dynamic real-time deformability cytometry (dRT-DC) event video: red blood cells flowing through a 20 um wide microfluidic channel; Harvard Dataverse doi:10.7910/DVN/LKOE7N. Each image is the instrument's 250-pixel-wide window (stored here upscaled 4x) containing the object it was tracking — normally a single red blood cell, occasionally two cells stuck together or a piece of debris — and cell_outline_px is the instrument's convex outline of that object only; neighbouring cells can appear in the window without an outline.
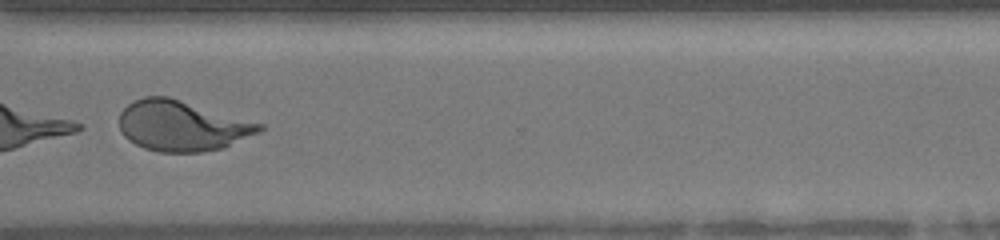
{"species": "human", "species_latin": "Homo sapiens", "temperature_condition": "warm", "stored_images_in_passage": 37, "camera_frame_rate_fps": 3000, "um_per_image_px": 0.085, "donor": {"sex": "female"}, "frame": {"image": 1, "passage_image": 27, "time_ms": 8.667, "image_size_px": [1000, 240], "cell_outline_px": [[264, 128], [260, 132], [224, 148], [204, 152], [160, 152], [144, 148], [128, 140], [124, 136], [120, 128], [120, 112], [128, 104], [144, 96], [168, 96], [264, 124]], "centroid_in_image_um": [15.49, 10.7], "position_along_channel_um": 355.1, "area_um2": 41.21}}